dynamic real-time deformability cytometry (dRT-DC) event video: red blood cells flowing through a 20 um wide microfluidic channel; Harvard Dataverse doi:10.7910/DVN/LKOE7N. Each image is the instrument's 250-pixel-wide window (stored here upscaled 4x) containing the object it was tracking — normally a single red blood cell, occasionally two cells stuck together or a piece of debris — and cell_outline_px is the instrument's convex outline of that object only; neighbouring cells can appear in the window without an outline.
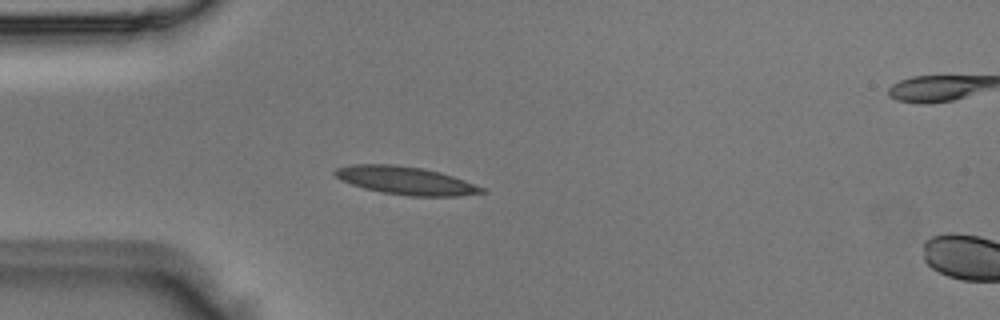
{"species": "Egyptian fruit bat (a non-hibernating species)", "species_latin": "Rousettus aegyptiacus", "temperature_condition": "room temperature", "stored_images_in_passage": 4, "camera_frame_rate_fps": 3000, "um_per_image_px": 0.085, "animal": {"sex": "male"}, "frame": {"image": 1, "passage_image": 3, "time_ms": 0.667, "image_size_px": [1000, 320], "cell_outline_px": [[488, 192], [460, 196], [408, 196], [384, 192], [364, 188], [340, 180], [332, 172], [336, 168], [352, 164], [396, 164], [420, 168], [440, 172], [488, 188]], "centroid_in_image_um": [34.53, 15.35], "position_along_channel_um": 50.5, "area_um2": 24.04}}